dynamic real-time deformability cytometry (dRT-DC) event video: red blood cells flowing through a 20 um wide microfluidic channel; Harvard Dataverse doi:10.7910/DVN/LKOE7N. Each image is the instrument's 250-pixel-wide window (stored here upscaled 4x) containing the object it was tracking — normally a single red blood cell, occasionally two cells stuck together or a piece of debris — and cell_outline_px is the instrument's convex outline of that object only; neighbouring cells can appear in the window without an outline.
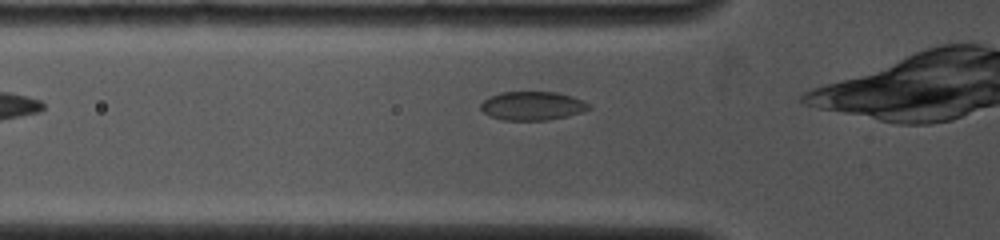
{"species": "common noctule bat (a hibernating species)", "species_latin": "Nyctalus noctula", "temperature_condition": "cold", "stored_images_in_passage": 28, "camera_frame_rate_fps": 4000, "um_per_image_px": 0.085, "animal": {"sex": "female", "body_mass_g": 19.0, "forearm_length_mm": 53.3}, "frame": {"image": 1, "passage_image": 4, "time_ms": 1.0, "image_size_px": [1000, 240], "cell_outline_px": [[592, 108], [584, 112], [568, 116], [548, 120], [500, 120], [484, 112], [480, 108], [480, 104], [488, 96], [500, 92], [556, 92], [572, 96], [584, 100], [592, 104]], "centroid_in_image_um": [45.3, 8.99], "position_along_channel_um": 80.5, "area_um2": 18.38}}
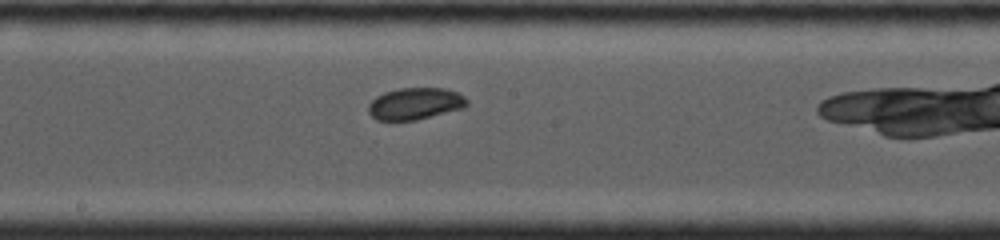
{"frame": {"image": 2, "passage_image": 12, "time_ms": 4.25, "image_size_px": [1000, 240], "cell_outline_px": [[468, 104], [464, 108], [416, 120], [376, 120], [368, 112], [368, 104], [376, 96], [384, 92], [400, 88], [444, 88], [456, 92], [464, 96], [468, 100]], "centroid_in_image_um": [35.28, 8.81], "position_along_channel_um": 212.9, "area_um2": 18.32}}
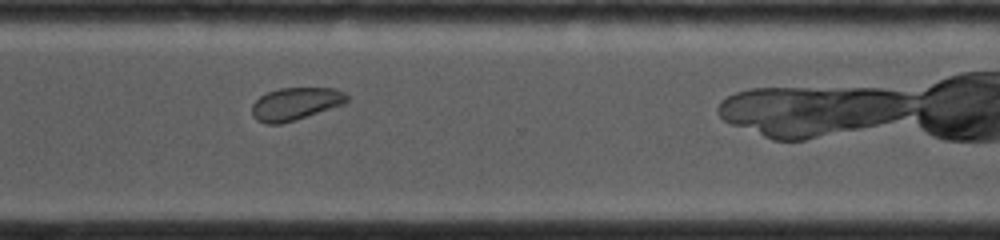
{"frame": {"image": 3, "passage_image": 21, "time_ms": 7.5, "image_size_px": [1000, 240], "cell_outline_px": [[348, 100], [344, 104], [296, 120], [280, 124], [264, 124], [256, 120], [252, 116], [252, 104], [260, 96], [268, 92], [280, 88], [332, 88], [344, 92], [348, 96]], "centroid_in_image_um": [25.09, 8.83], "position_along_channel_um": 345.5, "area_um2": 18.09}, "authors_computed_cell_mechanics": {"area_um2": 18.4382, "velocity_mm_per_s": 4.0727, "shape_relaxation_time_tau1_ms": 2.0744, "shape_relaxation_time_tau2_ms": null, "deformation_change_tau1": 0.0607, "deformation_change_tau2": null}}